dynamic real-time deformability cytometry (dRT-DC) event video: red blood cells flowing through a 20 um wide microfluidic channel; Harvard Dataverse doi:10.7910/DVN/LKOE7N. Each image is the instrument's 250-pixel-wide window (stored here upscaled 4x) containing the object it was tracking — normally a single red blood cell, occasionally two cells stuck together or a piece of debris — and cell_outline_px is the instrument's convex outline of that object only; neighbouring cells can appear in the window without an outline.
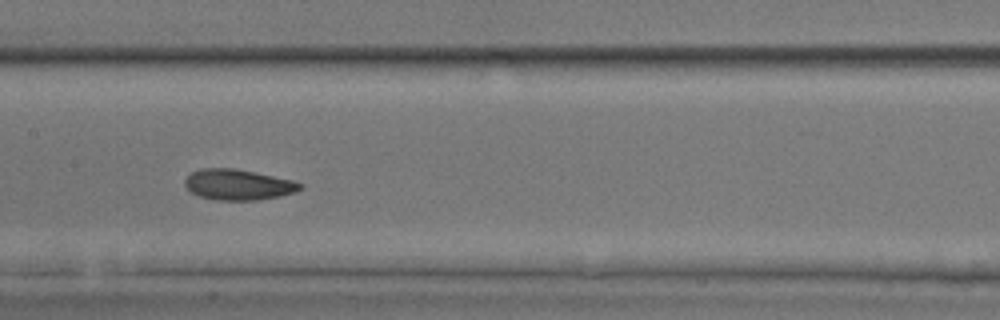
{"species": "common noctule bat (a hibernating species)", "species_latin": "Nyctalus noctula", "temperature_condition": "room temperature", "stored_images_in_passage": 21, "camera_frame_rate_fps": 3000, "um_per_image_px": 0.085, "animal": {"sex": "male", "body_mass_g": 17.9, "forearm_length_mm": 54.2}, "frame": {"image": 1, "passage_image": 12, "time_ms": 3.667, "image_size_px": [1000, 320], "cell_outline_px": [[304, 188], [296, 192], [280, 196], [256, 200], [216, 200], [200, 196], [192, 192], [184, 184], [184, 180], [192, 172], [200, 168], [232, 168], [292, 180], [304, 184]], "centroid_in_image_um": [20.26, 15.7], "position_along_channel_um": 187.1, "area_um2": 20.46}}
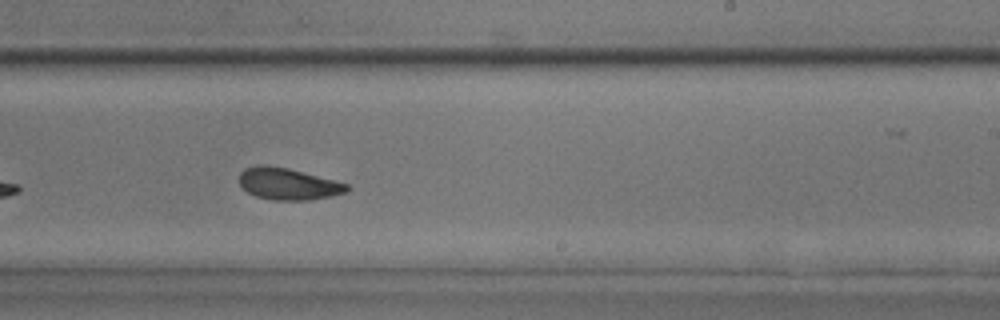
{"frame": {"image": 2, "passage_image": 18, "time_ms": 5.667, "image_size_px": [1000, 320], "cell_outline_px": [[352, 188], [344, 192], [328, 196], [308, 200], [272, 200], [256, 196], [248, 192], [240, 184], [240, 172], [244, 168], [256, 164], [264, 164], [288, 168], [348, 184]], "centroid_in_image_um": [24.44, 15.61], "position_along_channel_um": 264.6, "area_um2": 19.77}}